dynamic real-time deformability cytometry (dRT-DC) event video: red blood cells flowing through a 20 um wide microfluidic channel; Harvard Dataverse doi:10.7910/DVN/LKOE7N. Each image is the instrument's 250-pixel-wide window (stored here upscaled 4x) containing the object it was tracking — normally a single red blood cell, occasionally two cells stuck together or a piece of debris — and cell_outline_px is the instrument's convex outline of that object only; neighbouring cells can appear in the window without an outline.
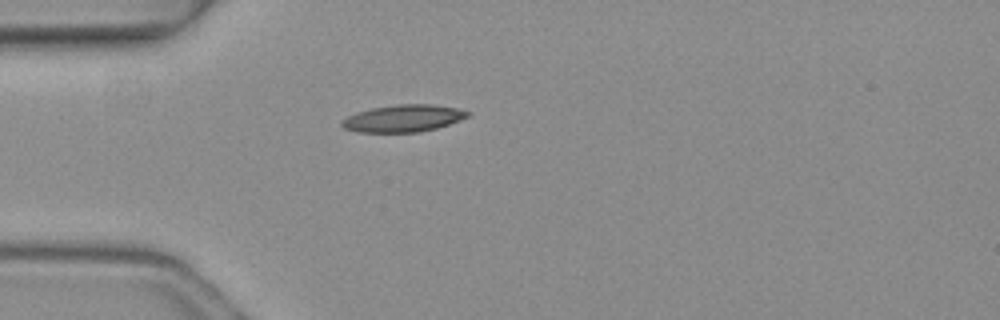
{"species": "common noctule bat (a hibernating species)", "species_latin": "Nyctalus noctula", "temperature_condition": "warm", "stored_images_in_passage": 1, "camera_frame_rate_fps": 3000, "um_per_image_px": 0.085, "animal": {"sex": "female", "body_mass_g": 19.3, "forearm_length_mm": 54.1}, "frame": {"image": 1, "passage_image": 1, "time_ms": 0.0, "image_size_px": [1000, 320], "cell_outline_px": [[472, 112], [468, 116], [460, 120], [436, 128], [420, 132], [356, 132], [344, 128], [340, 124], [340, 120], [356, 112], [372, 108], [396, 104], [432, 104], [456, 108]], "centroid_in_image_um": [34.25, 10.06], "position_along_channel_um": 50.7, "area_um2": 19.94}}